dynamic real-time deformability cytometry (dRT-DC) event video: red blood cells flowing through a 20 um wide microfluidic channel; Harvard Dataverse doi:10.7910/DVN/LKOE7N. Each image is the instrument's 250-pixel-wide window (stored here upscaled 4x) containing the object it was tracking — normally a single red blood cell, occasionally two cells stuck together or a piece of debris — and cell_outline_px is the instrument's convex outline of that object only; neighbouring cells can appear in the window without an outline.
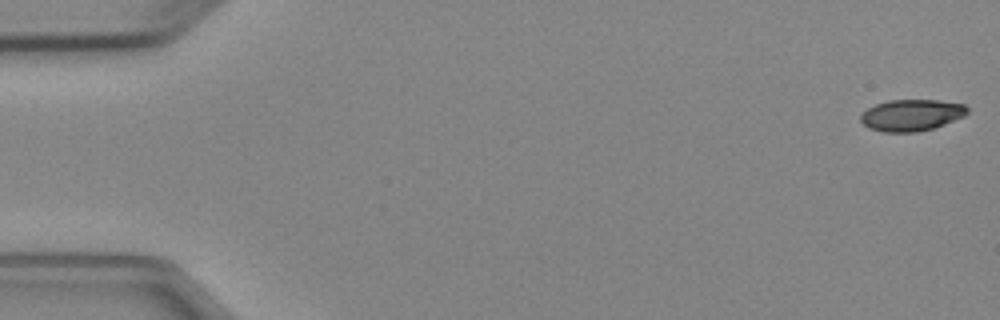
{"species": "Egyptian fruit bat (a non-hibernating species)", "species_latin": "Rousettus aegyptiacus", "temperature_condition": "cold", "stored_images_in_passage": 5, "segment_of_instrument_passage": [1, 2], "camera_frame_rate_fps": 3000, "um_per_image_px": 0.085, "animal": {"sex": "female"}, "frame": {"image": 1, "passage_image": 1, "time_ms": 0.0, "image_size_px": [1000, 320], "cell_outline_px": [[968, 112], [964, 116], [944, 124], [932, 128], [916, 132], [884, 132], [868, 128], [860, 120], [860, 116], [868, 108], [876, 104], [888, 100], [936, 100], [964, 104], [968, 108]], "centroid_in_image_um": [77.47, 9.78], "position_along_channel_um": 7.5, "area_um2": 19.48}}
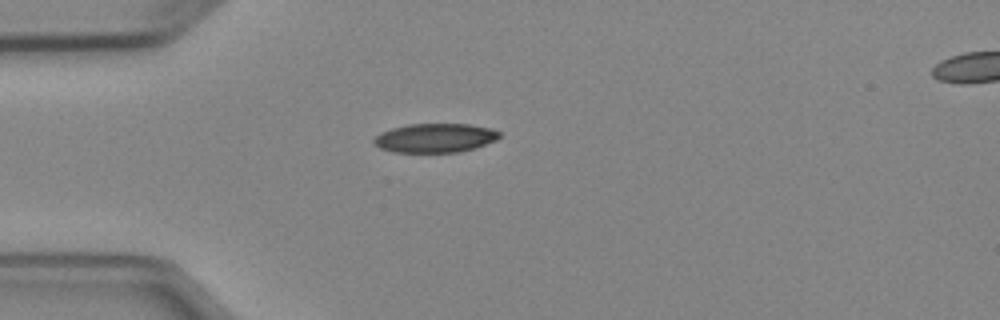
{"frame": {"image": 2, "passage_image": 4, "time_ms": 4.333, "image_size_px": [1000, 320], "cell_outline_px": [[500, 136], [496, 140], [460, 152], [392, 152], [380, 148], [372, 144], [372, 140], [380, 132], [392, 128], [408, 124], [468, 124], [492, 128], [500, 132]], "centroid_in_image_um": [36.94, 11.72], "position_along_channel_um": 48.1, "area_um2": 21.27}}